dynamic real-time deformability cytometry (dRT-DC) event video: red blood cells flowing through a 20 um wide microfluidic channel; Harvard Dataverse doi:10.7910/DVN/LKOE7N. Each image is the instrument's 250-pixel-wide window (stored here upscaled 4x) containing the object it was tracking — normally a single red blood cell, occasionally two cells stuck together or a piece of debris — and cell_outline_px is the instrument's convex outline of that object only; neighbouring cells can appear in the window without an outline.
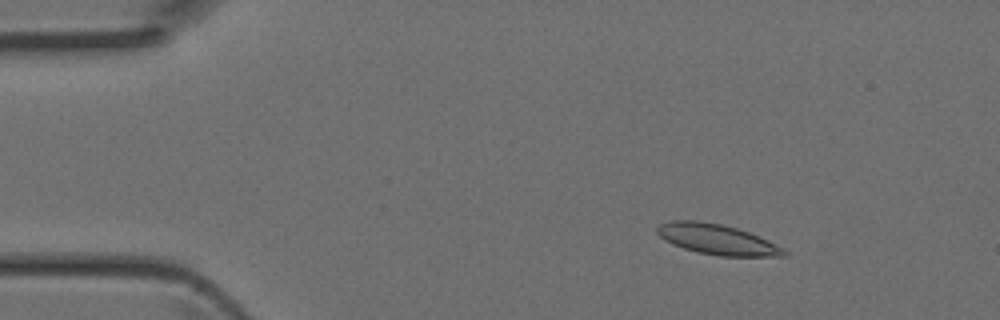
{"species": "Egyptian fruit bat (a non-hibernating species)", "species_latin": "Rousettus aegyptiacus", "temperature_condition": "room temperature", "stored_images_in_passage": 44, "camera_frame_rate_fps": 3000, "um_per_image_px": 0.085, "animal": {"sex": "female"}, "frame": {"image": 1, "passage_image": 7, "time_ms": 2.0, "image_size_px": [1000, 320], "cell_outline_px": [[788, 256], [720, 256], [696, 252], [672, 244], [664, 240], [656, 232], [656, 228], [660, 224], [672, 220], [696, 220], [720, 224], [736, 228], [748, 232], [776, 244], [784, 248], [788, 252]], "centroid_in_image_um": [60.94, 20.35], "position_along_channel_um": 24.1, "area_um2": 22.37}}
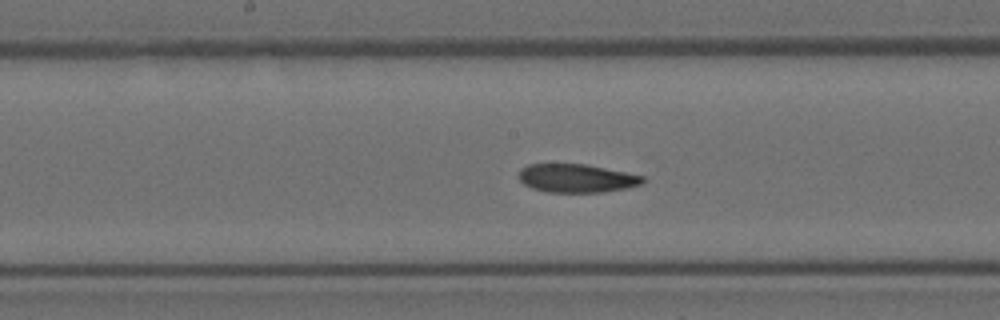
{"frame": {"image": 2, "passage_image": 23, "time_ms": 7.333, "image_size_px": [1000, 320], "cell_outline_px": [[644, 180], [640, 184], [628, 188], [604, 192], [548, 192], [532, 188], [524, 184], [520, 180], [520, 168], [528, 164], [584, 164], [644, 176]], "centroid_in_image_um": [48.99, 15.15], "position_along_channel_um": 199.2, "area_um2": 20.35}}
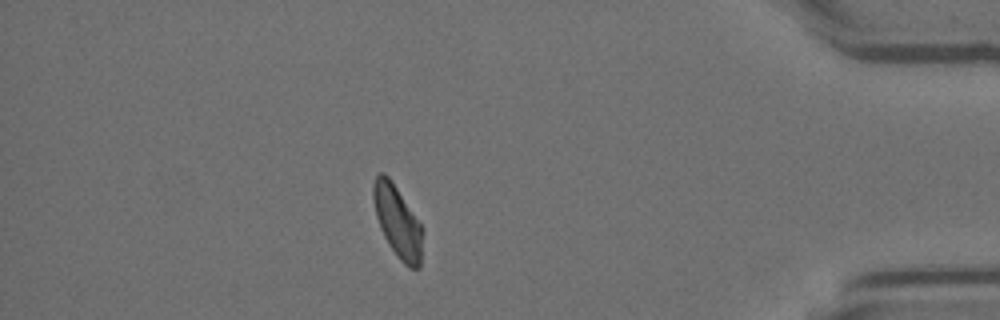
{"frame": {"image": 3, "passage_image": 39, "time_ms": 12.667, "image_size_px": [1000, 320], "cell_outline_px": [[420, 268], [408, 268], [400, 260], [388, 244], [380, 228], [376, 216], [372, 200], [372, 184], [376, 176], [380, 172], [384, 172], [392, 180], [420, 224]], "centroid_in_image_um": [33.72, 18.78], "position_along_channel_um": 401.5, "area_um2": 20.17}}